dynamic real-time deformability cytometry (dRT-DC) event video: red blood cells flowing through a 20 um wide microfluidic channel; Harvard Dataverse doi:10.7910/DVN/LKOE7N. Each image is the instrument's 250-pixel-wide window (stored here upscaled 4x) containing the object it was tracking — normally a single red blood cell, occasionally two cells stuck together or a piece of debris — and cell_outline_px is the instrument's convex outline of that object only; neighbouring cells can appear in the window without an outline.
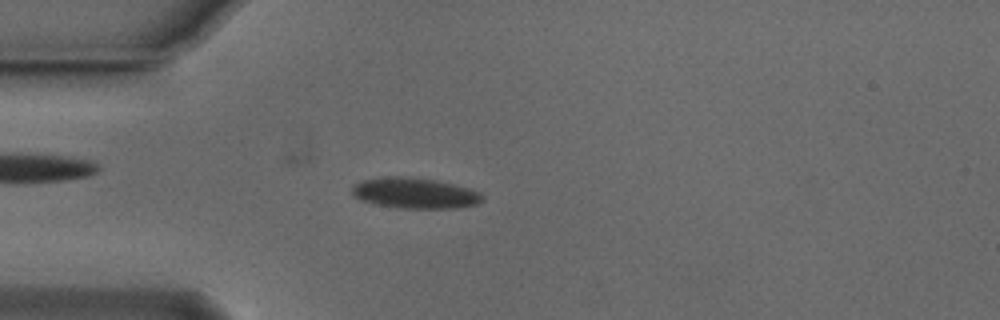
{"species": "Egyptian fruit bat (a non-hibernating species)", "species_latin": "Rousettus aegyptiacus", "temperature_condition": "cold", "stored_images_in_passage": 54, "camera_frame_rate_fps": 3000, "um_per_image_px": 0.085, "animal": {"sex": "male"}, "frame": {"image": 1, "passage_image": 14, "time_ms": 4.333, "image_size_px": [1000, 320], "cell_outline_px": [[484, 200], [476, 204], [456, 208], [396, 208], [372, 204], [360, 200], [352, 196], [352, 184], [360, 180], [396, 176], [432, 180], [452, 184], [468, 188], [480, 192], [484, 196]], "centroid_in_image_um": [35.21, 16.43], "position_along_channel_um": 49.8, "area_um2": 23.29}}
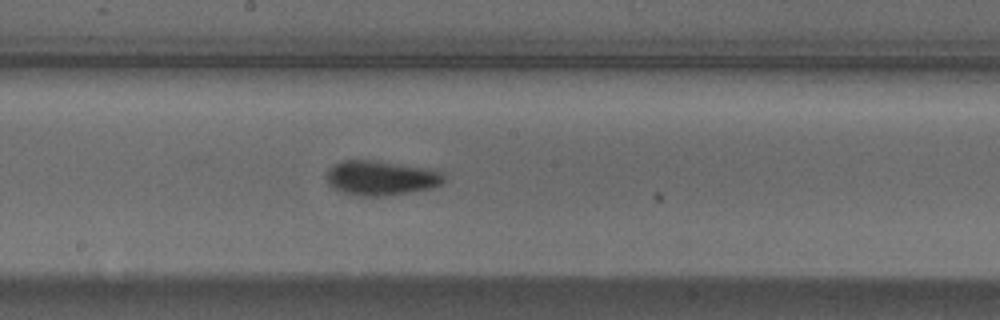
{"frame": {"image": 2, "passage_image": 28, "time_ms": 9.0, "image_size_px": [1000, 320], "cell_outline_px": [[444, 180], [440, 184], [432, 188], [384, 196], [360, 196], [340, 192], [332, 188], [328, 184], [328, 168], [344, 160], [372, 160], [436, 168], [444, 172]], "centroid_in_image_um": [32.43, 15.12], "position_along_channel_um": 215.8, "area_um2": 23.99}}
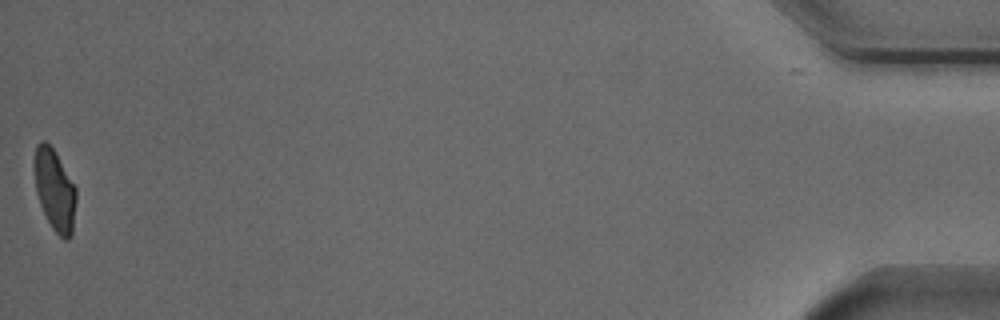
{"frame": {"image": 3, "passage_image": 53, "time_ms": 17.333, "image_size_px": [1000, 320], "cell_outline_px": [[76, 200], [72, 236], [68, 240], [64, 240], [52, 228], [40, 204], [36, 192], [36, 144], [40, 140], [44, 140], [56, 152], [76, 188]], "centroid_in_image_um": [4.69, 16.19], "position_along_channel_um": 430.5, "area_um2": 19.48}, "authors_computed_cell_mechanics": {"area_um2": 21.8484, "velocity_mm_per_s": 3.8081, "shape_relaxation_time_tau1_ms": 3.0414, "shape_relaxation_time_tau2_ms": 4.068, "deformation_change_tau1": 0.1082, "deformation_change_tau2": 0.0698}}